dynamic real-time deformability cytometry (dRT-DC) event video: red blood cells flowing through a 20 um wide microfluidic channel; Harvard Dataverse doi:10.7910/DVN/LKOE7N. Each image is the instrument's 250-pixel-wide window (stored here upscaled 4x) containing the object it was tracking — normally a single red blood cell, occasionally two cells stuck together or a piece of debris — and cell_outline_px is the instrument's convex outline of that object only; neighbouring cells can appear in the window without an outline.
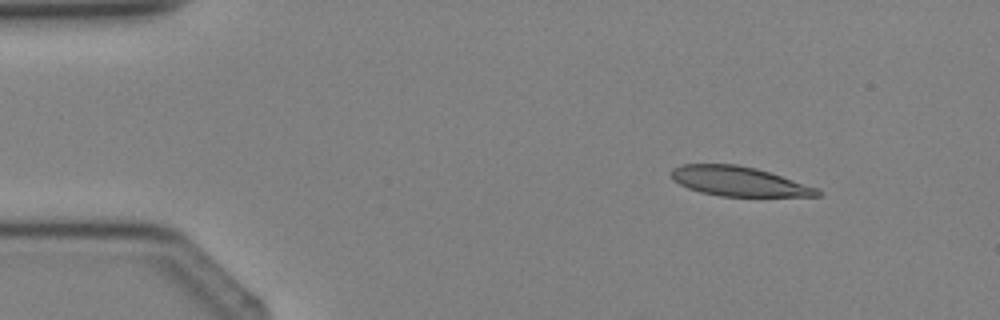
{"species": "Egyptian fruit bat (a non-hibernating species)", "species_latin": "Rousettus aegyptiacus", "temperature_condition": "cold", "stored_images_in_passage": 5, "camera_frame_rate_fps": 3000, "um_per_image_px": 0.085, "animal": {"sex": "female"}, "frame": {"image": 1, "passage_image": 2, "time_ms": 1.333, "image_size_px": [1000, 320], "cell_outline_px": [[820, 196], [720, 196], [700, 192], [688, 188], [672, 180], [672, 168], [680, 164], [736, 164], [756, 168], [820, 188]], "centroid_in_image_um": [62.79, 15.41], "position_along_channel_um": 22.2, "area_um2": 25.14}}
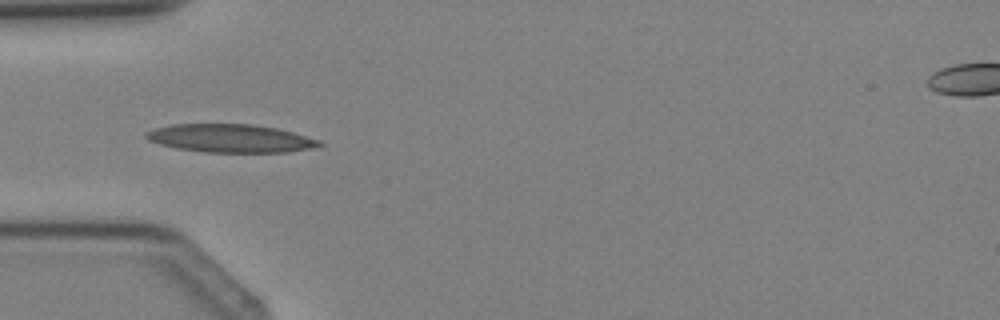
{"frame": {"image": 2, "passage_image": 4, "time_ms": 3.667, "image_size_px": [1000, 320], "cell_outline_px": [[324, 144], [308, 148], [288, 152], [204, 152], [176, 148], [160, 144], [148, 140], [144, 136], [144, 132], [156, 128], [172, 124], [248, 124], [276, 128], [292, 132], [320, 140]], "centroid_in_image_um": [19.54, 11.75], "position_along_channel_um": 65.5, "area_um2": 28.26}}
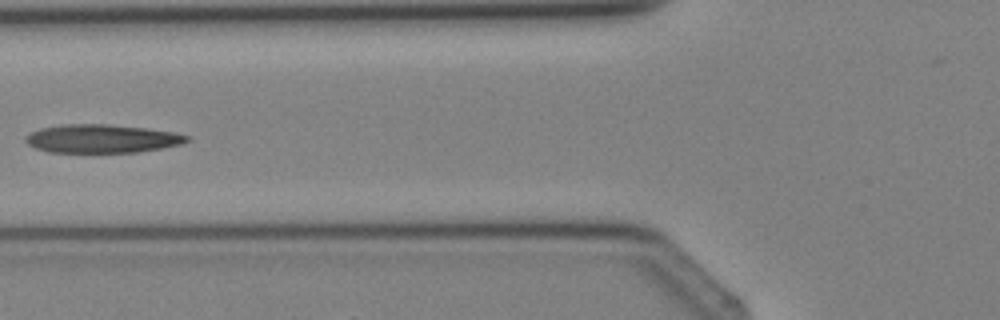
{"frame": {"image": 3, "passage_image": 5, "time_ms": 4.667, "image_size_px": [1000, 320], "cell_outline_px": [[192, 140], [180, 144], [160, 148], [136, 152], [48, 152], [36, 148], [28, 144], [24, 140], [24, 136], [40, 128], [64, 124], [108, 124], [148, 128], [176, 132], [192, 136]], "centroid_in_image_um": [8.69, 11.77], "position_along_channel_um": 117.1, "area_um2": 26.88}}